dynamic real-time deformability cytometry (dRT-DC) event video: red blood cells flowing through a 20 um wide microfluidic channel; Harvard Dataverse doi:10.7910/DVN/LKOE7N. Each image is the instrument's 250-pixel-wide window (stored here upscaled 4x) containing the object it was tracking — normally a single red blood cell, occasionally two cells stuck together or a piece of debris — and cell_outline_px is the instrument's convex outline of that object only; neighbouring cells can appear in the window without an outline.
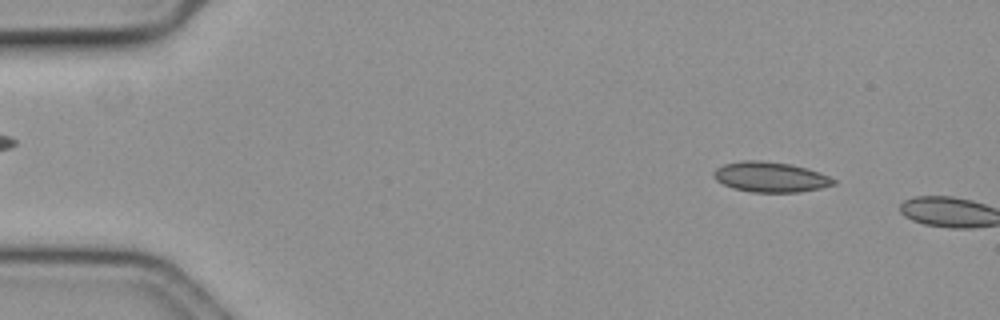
{"species": "common noctule bat (a hibernating species)", "species_latin": "Nyctalus noctula", "temperature_condition": "cold", "stored_images_in_passage": 4, "camera_frame_rate_fps": 3000, "um_per_image_px": 0.085, "animal": {"sex": "female", "body_mass_g": 19.3, "forearm_length_mm": 54.1}, "frame": {"image": 1, "passage_image": 2, "time_ms": 0.333, "image_size_px": [1000, 320], "cell_outline_px": [[836, 184], [820, 188], [800, 192], [752, 192], [732, 188], [716, 180], [712, 172], [716, 168], [724, 164], [744, 160], [756, 160], [788, 164], [804, 168], [828, 176], [836, 180]], "centroid_in_image_um": [65.45, 15.06], "position_along_channel_um": 19.6, "area_um2": 20.81}}